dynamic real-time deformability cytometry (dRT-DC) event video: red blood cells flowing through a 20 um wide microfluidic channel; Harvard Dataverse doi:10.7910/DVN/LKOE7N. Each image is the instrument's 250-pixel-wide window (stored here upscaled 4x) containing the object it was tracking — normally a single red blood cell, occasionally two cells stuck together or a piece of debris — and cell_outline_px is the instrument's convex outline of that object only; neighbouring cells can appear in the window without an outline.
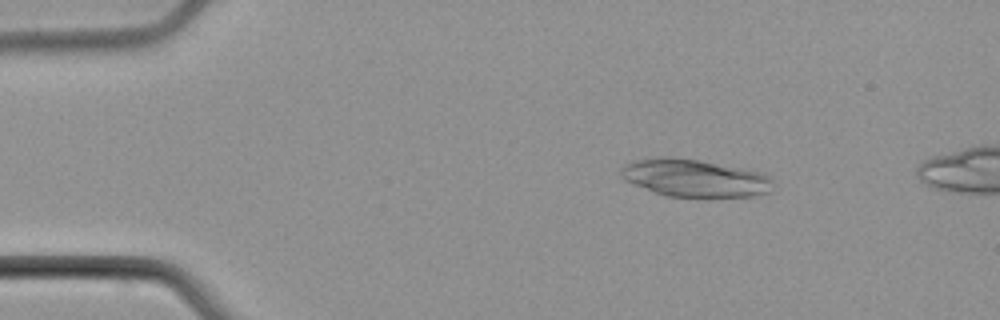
{"species": "common noctule bat (a hibernating species)", "species_latin": "Nyctalus noctula", "temperature_condition": "cold", "stored_images_in_passage": 4, "camera_frame_rate_fps": 3000, "um_per_image_px": 0.085, "animal": {"sex": "male", "body_mass_g": 21.5, "forearm_length_mm": 52.0}, "frame": {"image": 1, "passage_image": 2, "time_ms": 1.0, "image_size_px": [1000, 320], "cell_outline_px": [[776, 184], [772, 192], [752, 196], [668, 196], [656, 192], [624, 180], [620, 176], [620, 168], [624, 164], [636, 160], [660, 156], [672, 156], [700, 160], [744, 168], [764, 172], [772, 176]], "centroid_in_image_um": [59.13, 15.11], "position_along_channel_um": 25.9, "area_um2": 33.7}}